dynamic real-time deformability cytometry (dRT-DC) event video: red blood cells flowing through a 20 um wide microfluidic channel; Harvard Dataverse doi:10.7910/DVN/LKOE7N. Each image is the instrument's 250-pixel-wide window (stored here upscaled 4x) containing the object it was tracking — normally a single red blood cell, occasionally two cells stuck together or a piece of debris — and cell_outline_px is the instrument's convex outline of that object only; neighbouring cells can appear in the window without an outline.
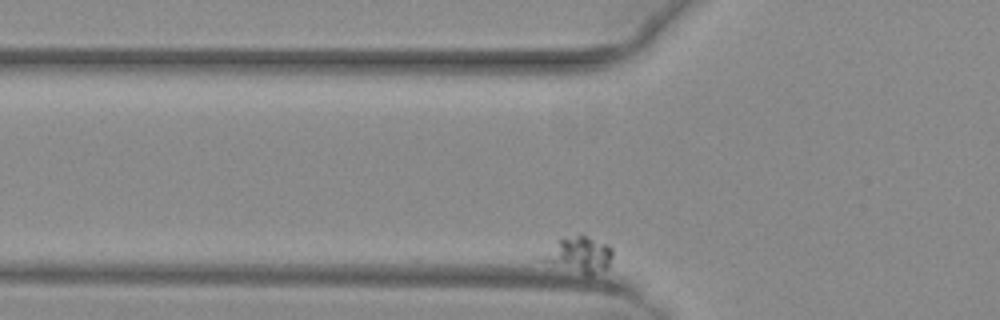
{"species": "common noctule bat (a hibernating species)", "species_latin": "Nyctalus noctula", "temperature_condition": "warm", "stored_images_in_passage": 36, "camera_frame_rate_fps": 3000, "um_per_image_px": 0.085, "animal": {"sex": "female", "body_mass_g": 29.2, "forearm_length_mm": 56.3}, "frame": {"image": 1, "passage_image": 2, "time_ms": 0.333, "image_size_px": [1000, 320], "cell_outline_px": [[612, 256], [608, 268], [592, 276], [584, 276], [540, 260], [536, 256], [556, 240], [580, 232], [608, 244], [612, 248]], "centroid_in_image_um": [49.18, 21.63], "position_along_channel_um": 76.6, "area_um2": 15.61}}
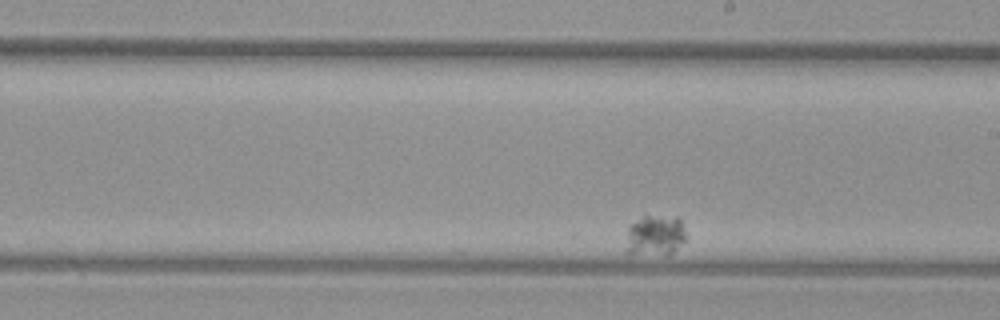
{"frame": {"image": 2, "passage_image": 21, "time_ms": 6.667, "image_size_px": [1000, 320], "cell_outline_px": [[684, 240], [668, 256], [664, 256], [624, 252], [628, 228], [632, 224], [644, 216], [676, 216], [680, 220], [684, 228]], "centroid_in_image_um": [55.66, 20.03], "position_along_channel_um": 233.3, "area_um2": 14.22}}
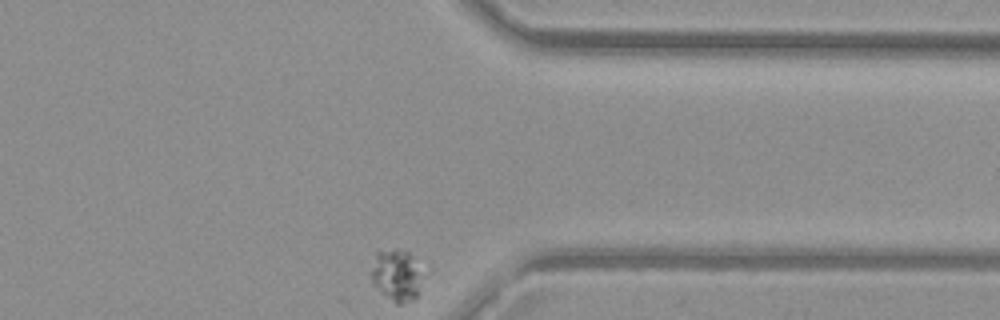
{"frame": {"image": 3, "passage_image": 36, "time_ms": 11.667, "image_size_px": [1000, 320], "cell_outline_px": [[432, 272], [416, 296], [412, 300], [400, 304], [396, 304], [380, 292], [372, 284], [372, 268], [376, 252], [408, 252], [432, 268]], "centroid_in_image_um": [33.94, 23.42], "position_along_channel_um": 377.5, "area_um2": 16.65}}